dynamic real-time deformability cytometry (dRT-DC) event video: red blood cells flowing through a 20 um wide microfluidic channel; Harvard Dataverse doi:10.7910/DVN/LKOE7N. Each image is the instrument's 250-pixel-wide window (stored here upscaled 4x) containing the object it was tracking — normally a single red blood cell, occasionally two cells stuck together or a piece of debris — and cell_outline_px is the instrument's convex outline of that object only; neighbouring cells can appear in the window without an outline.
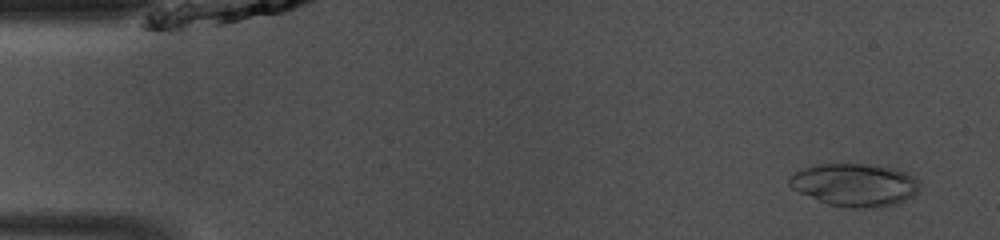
{"species": "common noctule bat (a hibernating species)", "species_latin": "Nyctalus noctula", "temperature_condition": "room temperature", "stored_images_in_passage": 45, "camera_frame_rate_fps": 3000, "um_per_image_px": 0.085, "animal": {"sex": "male", "body_mass_g": 13.0, "forearm_length_mm": 53.1}, "frame": {"image": 1, "passage_image": 1, "time_ms": 0.0, "image_size_px": [1000, 240], "cell_outline_px": [[920, 188], [912, 196], [896, 204], [880, 208], [848, 208], [828, 204], [800, 192], [792, 188], [788, 184], [788, 180], [796, 172], [804, 168], [820, 164], [876, 164], [892, 168], [904, 172], [912, 176], [916, 180]], "centroid_in_image_um": [72.67, 15.72], "position_along_channel_um": 12.3, "area_um2": 32.31}}
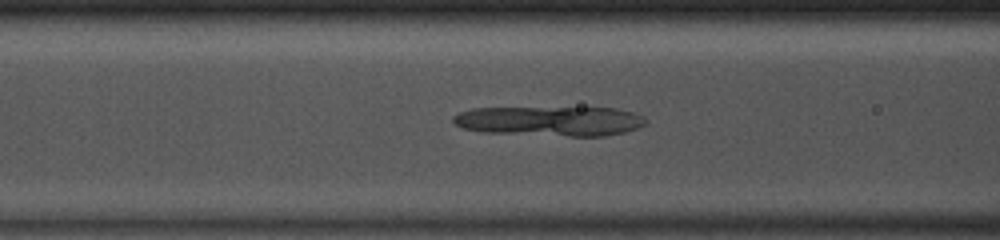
{"frame": {"image": 2, "passage_image": 16, "time_ms": 5.0, "image_size_px": [1000, 240], "cell_outline_px": [[648, 120], [644, 124], [636, 128], [624, 132], [604, 136], [568, 136], [484, 132], [464, 128], [456, 124], [452, 120], [452, 116], [460, 112], [472, 108], [616, 108], [632, 112], [644, 116]], "centroid_in_image_um": [46.77, 10.29], "position_along_channel_um": 119.8, "area_um2": 33.23}}